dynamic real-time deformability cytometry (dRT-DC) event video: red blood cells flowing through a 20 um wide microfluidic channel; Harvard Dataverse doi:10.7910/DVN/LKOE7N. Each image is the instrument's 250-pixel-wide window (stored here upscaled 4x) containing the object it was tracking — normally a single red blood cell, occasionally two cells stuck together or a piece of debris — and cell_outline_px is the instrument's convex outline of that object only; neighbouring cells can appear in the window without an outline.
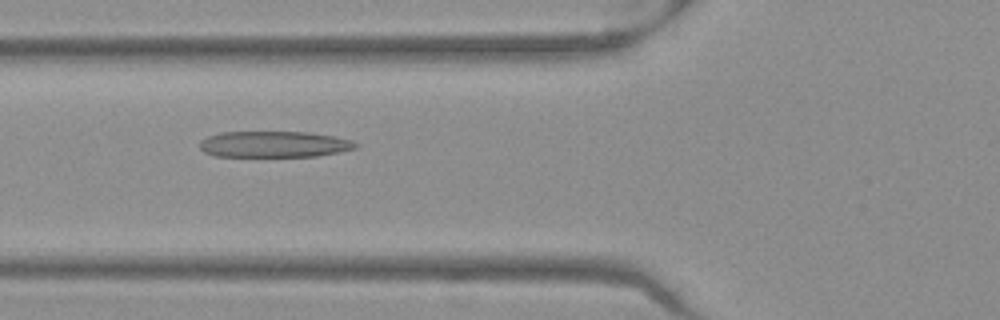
{"species": "Egyptian fruit bat (a non-hibernating species)", "species_latin": "Rousettus aegyptiacus", "temperature_condition": "warm", "stored_images_in_passage": 51, "camera_frame_rate_fps": 3000, "um_per_image_px": 0.085, "frame": {"image": 1, "passage_image": 19, "time_ms": 6.0, "image_size_px": [1000, 320], "cell_outline_px": [[360, 144], [356, 148], [340, 152], [316, 156], [216, 156], [204, 152], [200, 148], [200, 140], [208, 136], [220, 132], [308, 132], [332, 136], [352, 140]], "centroid_in_image_um": [23.31, 12.26], "position_along_channel_um": 102.5, "area_um2": 23.76}}
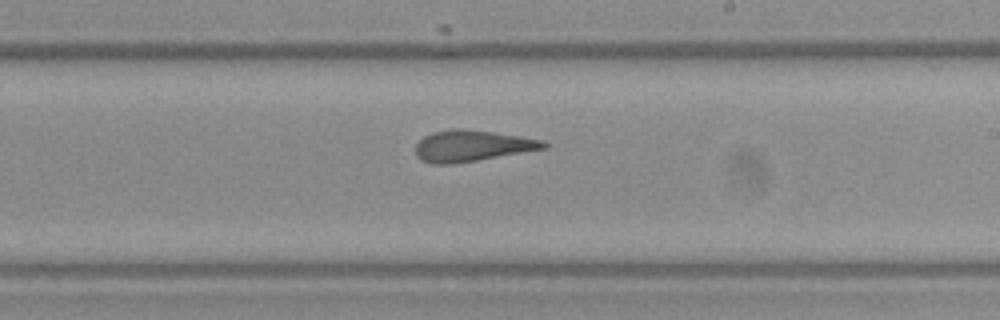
{"frame": {"image": 2, "passage_image": 30, "time_ms": 9.667, "image_size_px": [1000, 320], "cell_outline_px": [[548, 148], [452, 164], [432, 164], [420, 160], [416, 156], [416, 144], [424, 136], [432, 132], [456, 128], [464, 128], [520, 136], [544, 140], [548, 144]], "centroid_in_image_um": [40.11, 12.39], "position_along_channel_um": 248.9, "area_um2": 23.29}}
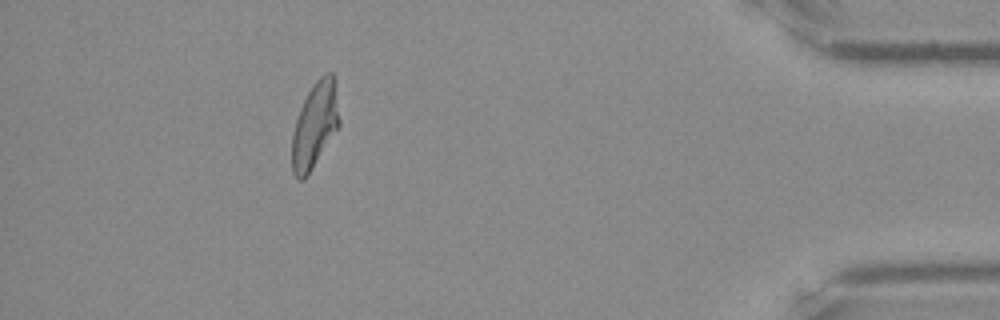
{"frame": {"image": 3, "passage_image": 46, "time_ms": 15.0, "image_size_px": [1000, 320], "cell_outline_px": [[340, 124], [308, 176], [304, 180], [296, 180], [292, 172], [292, 132], [300, 108], [312, 84], [320, 76], [328, 72], [332, 72], [336, 80], [340, 120]], "centroid_in_image_um": [26.77, 10.64], "position_along_channel_um": 408.4, "area_um2": 23.99}, "authors_computed_cell_mechanics": {"area_um2": 24.0448, "velocity_mm_per_s": 3.9831, "shape_relaxation_time_tau1_ms": null, "shape_relaxation_time_tau2_ms": 1.9858, "deformation_change_tau1": null, "deformation_change_tau2": 0.1316}}